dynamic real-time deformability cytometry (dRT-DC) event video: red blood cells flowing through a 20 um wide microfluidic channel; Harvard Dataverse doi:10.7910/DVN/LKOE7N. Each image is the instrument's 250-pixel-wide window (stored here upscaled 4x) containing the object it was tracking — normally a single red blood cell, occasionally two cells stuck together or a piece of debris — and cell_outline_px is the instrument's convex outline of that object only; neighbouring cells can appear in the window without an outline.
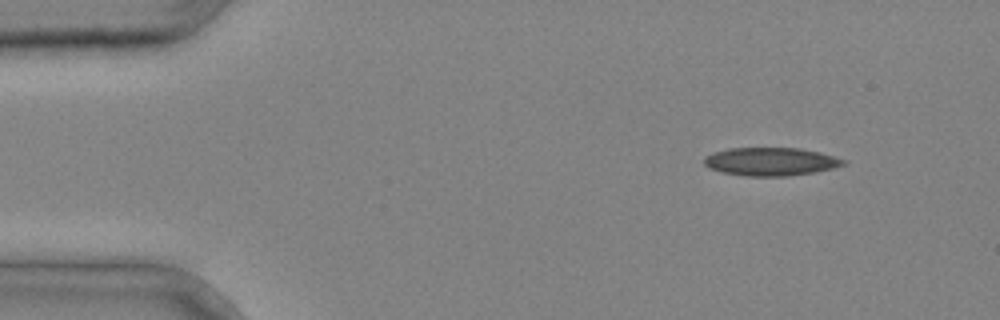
{"species": "common noctule bat (a hibernating species)", "species_latin": "Nyctalus noctula", "temperature_condition": "cold", "stored_images_in_passage": 3, "camera_frame_rate_fps": 3000, "um_per_image_px": 0.085, "animal": {"sex": "male", "body_mass_g": 20.4}, "frame": {"image": 1, "passage_image": 1, "time_ms": 0.0, "image_size_px": [1000, 320], "cell_outline_px": [[848, 164], [836, 168], [816, 172], [788, 176], [748, 176], [724, 172], [708, 168], [704, 164], [704, 156], [728, 148], [800, 148], [820, 152], [848, 160]], "centroid_in_image_um": [65.59, 13.73], "position_along_channel_um": 19.4, "area_um2": 23.06}}
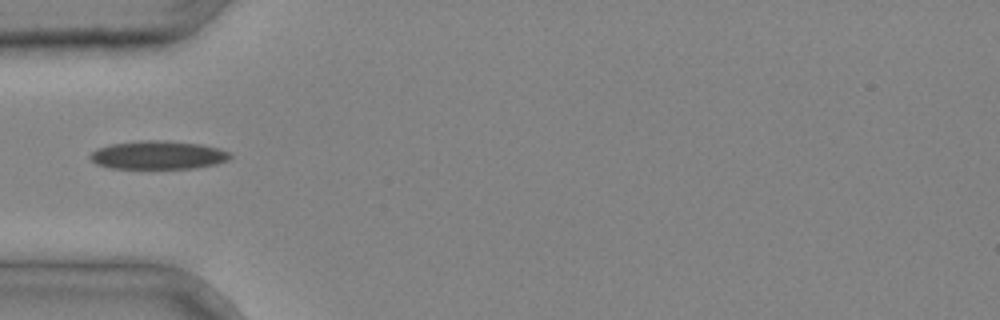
{"frame": {"image": 2, "passage_image": 3, "time_ms": 0.667, "image_size_px": [1000, 320], "cell_outline_px": [[232, 156], [228, 160], [216, 164], [196, 168], [112, 168], [96, 164], [88, 156], [96, 148], [112, 144], [140, 140], [168, 140], [200, 144], [220, 148], [228, 152]], "centroid_in_image_um": [13.44, 13.17], "position_along_channel_um": 71.6, "area_um2": 23.24}}